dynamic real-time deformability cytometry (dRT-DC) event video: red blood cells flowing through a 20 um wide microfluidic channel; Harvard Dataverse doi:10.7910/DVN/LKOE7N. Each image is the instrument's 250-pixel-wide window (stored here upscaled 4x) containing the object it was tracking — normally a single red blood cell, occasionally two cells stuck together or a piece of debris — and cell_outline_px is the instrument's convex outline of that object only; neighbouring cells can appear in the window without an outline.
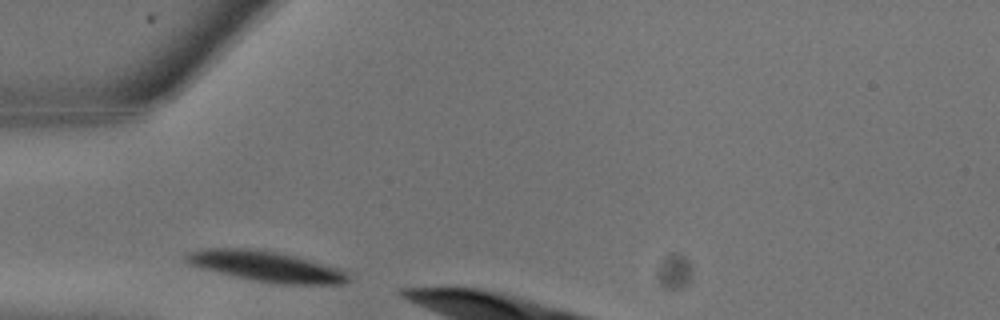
{"species": "common noctule bat (a hibernating species)", "species_latin": "Nyctalus noctula", "temperature_condition": "warm", "stored_images_in_passage": 4, "camera_frame_rate_fps": 3000, "um_per_image_px": 0.085, "animal": {"sex": "male", "body_mass_g": 13.3}, "frame": {"image": 1, "passage_image": 1, "time_ms": 0.0, "image_size_px": [1000, 320], "cell_outline_px": [[348, 284], [284, 284], [252, 280], [200, 268], [188, 264], [184, 260], [184, 256], [188, 252], [200, 248], [252, 248], [280, 252], [340, 268], [348, 272]], "centroid_in_image_um": [22.6, 22.63], "position_along_channel_um": 62.4, "area_um2": 29.02}}